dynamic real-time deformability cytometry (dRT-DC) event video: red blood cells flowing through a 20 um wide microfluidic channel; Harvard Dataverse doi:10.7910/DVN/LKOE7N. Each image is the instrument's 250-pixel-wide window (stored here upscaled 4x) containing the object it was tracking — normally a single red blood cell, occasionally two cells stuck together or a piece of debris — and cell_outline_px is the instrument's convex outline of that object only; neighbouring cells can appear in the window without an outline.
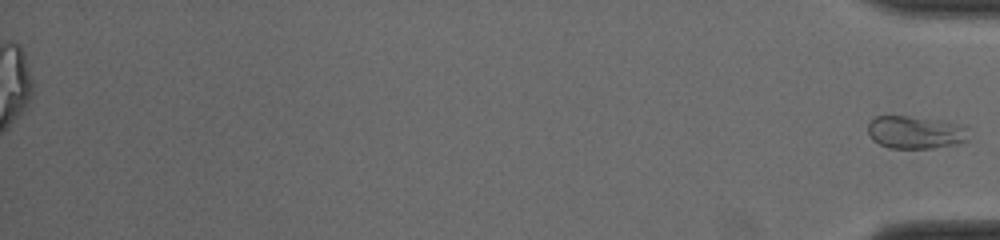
{"species": "common noctule bat (a hibernating species)", "species_latin": "Nyctalus noctula", "temperature_condition": "cold", "stored_images_in_passage": 51, "segment_of_instrument_passage": [2, 2], "camera_frame_rate_fps": 3000, "um_per_image_px": 0.085, "animal": {"sex": "male", "body_mass_g": 19.0, "forearm_length_mm": 50.8}, "frame": {"image": 1, "passage_image": 51, "time_ms": 16.667, "image_size_px": [1000, 240], "cell_outline_px": [[968, 140], [956, 144], [932, 148], [888, 148], [872, 140], [868, 132], [868, 124], [876, 116], [908, 116], [956, 124], [968, 128]], "centroid_in_image_um": [77.78, 11.26], "position_along_channel_um": 357.4, "area_um2": 18.96}}